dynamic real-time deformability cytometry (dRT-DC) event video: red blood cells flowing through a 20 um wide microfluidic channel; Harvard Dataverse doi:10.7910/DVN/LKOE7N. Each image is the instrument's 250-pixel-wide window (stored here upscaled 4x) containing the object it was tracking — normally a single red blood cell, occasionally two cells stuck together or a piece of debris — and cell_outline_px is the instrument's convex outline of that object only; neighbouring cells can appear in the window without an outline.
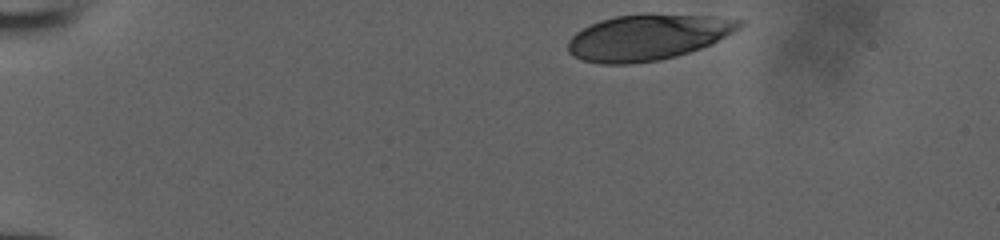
{"species": "human", "species_latin": "Homo sapiens", "temperature_condition": "room temperature", "stored_images_in_passage": 35, "camera_frame_rate_fps": 3000, "um_per_image_px": 0.085, "donor": {"sex": "male"}, "frame": {"image": 1, "passage_image": 1, "time_ms": 0.0, "image_size_px": [1000, 240], "cell_outline_px": [[744, 24], [740, 28], [700, 48], [676, 56], [660, 60], [632, 64], [600, 64], [584, 60], [572, 56], [568, 52], [568, 40], [576, 32], [600, 20], [616, 16], [644, 12], [648, 12], [712, 16], [744, 20]], "centroid_in_image_um": [55.04, 3.14], "position_along_channel_um": 30.0, "area_um2": 46.07}}
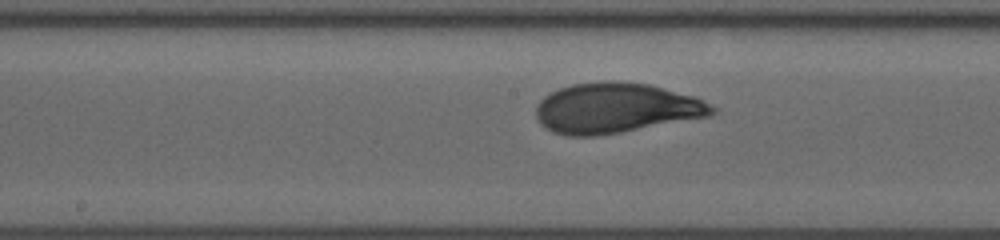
{"frame": {"image": 2, "passage_image": 20, "time_ms": 6.333, "image_size_px": [1000, 240], "cell_outline_px": [[716, 112], [708, 116], [620, 132], [596, 136], [568, 136], [552, 132], [544, 128], [540, 124], [536, 116], [536, 104], [544, 96], [560, 88], [572, 84], [600, 80], [612, 80], [648, 84], [692, 96], [712, 104], [716, 108]], "centroid_in_image_um": [52.29, 9.18], "position_along_channel_um": 195.9, "area_um2": 51.44}}
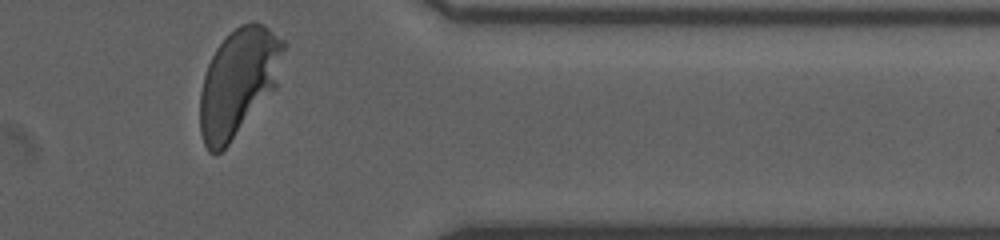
{"frame": {"image": 3, "passage_image": 35, "time_ms": 11.333, "image_size_px": [1000, 240], "cell_outline_px": [[288, 44], [276, 88], [228, 144], [216, 156], [208, 152], [204, 144], [200, 132], [200, 92], [204, 76], [208, 64], [216, 48], [240, 24], [252, 20], [256, 20], [264, 24], [284, 40]], "centroid_in_image_um": [20.29, 6.96], "position_along_channel_um": 391.1, "area_um2": 52.6}}